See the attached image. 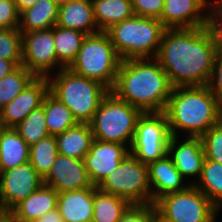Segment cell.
<instances>
[{
    "label": "cell",
    "instance_id": "obj_45",
    "mask_svg": "<svg viewBox=\"0 0 222 222\" xmlns=\"http://www.w3.org/2000/svg\"><path fill=\"white\" fill-rule=\"evenodd\" d=\"M0 222H9V210H0Z\"/></svg>",
    "mask_w": 222,
    "mask_h": 222
},
{
    "label": "cell",
    "instance_id": "obj_22",
    "mask_svg": "<svg viewBox=\"0 0 222 222\" xmlns=\"http://www.w3.org/2000/svg\"><path fill=\"white\" fill-rule=\"evenodd\" d=\"M30 147L14 128L0 134V172L29 162Z\"/></svg>",
    "mask_w": 222,
    "mask_h": 222
},
{
    "label": "cell",
    "instance_id": "obj_18",
    "mask_svg": "<svg viewBox=\"0 0 222 222\" xmlns=\"http://www.w3.org/2000/svg\"><path fill=\"white\" fill-rule=\"evenodd\" d=\"M147 166L152 204L165 194L181 192L190 186L188 182L185 184V179L168 155L149 163Z\"/></svg>",
    "mask_w": 222,
    "mask_h": 222
},
{
    "label": "cell",
    "instance_id": "obj_48",
    "mask_svg": "<svg viewBox=\"0 0 222 222\" xmlns=\"http://www.w3.org/2000/svg\"><path fill=\"white\" fill-rule=\"evenodd\" d=\"M4 129V126H3V123H2V120L0 118V134H1V131Z\"/></svg>",
    "mask_w": 222,
    "mask_h": 222
},
{
    "label": "cell",
    "instance_id": "obj_8",
    "mask_svg": "<svg viewBox=\"0 0 222 222\" xmlns=\"http://www.w3.org/2000/svg\"><path fill=\"white\" fill-rule=\"evenodd\" d=\"M97 189L124 198L131 205H152L148 166L131 153L104 178Z\"/></svg>",
    "mask_w": 222,
    "mask_h": 222
},
{
    "label": "cell",
    "instance_id": "obj_15",
    "mask_svg": "<svg viewBox=\"0 0 222 222\" xmlns=\"http://www.w3.org/2000/svg\"><path fill=\"white\" fill-rule=\"evenodd\" d=\"M129 153L130 150L122 144L94 139L83 159L91 184L97 187Z\"/></svg>",
    "mask_w": 222,
    "mask_h": 222
},
{
    "label": "cell",
    "instance_id": "obj_40",
    "mask_svg": "<svg viewBox=\"0 0 222 222\" xmlns=\"http://www.w3.org/2000/svg\"><path fill=\"white\" fill-rule=\"evenodd\" d=\"M36 222H63L59 210L53 209L39 218Z\"/></svg>",
    "mask_w": 222,
    "mask_h": 222
},
{
    "label": "cell",
    "instance_id": "obj_3",
    "mask_svg": "<svg viewBox=\"0 0 222 222\" xmlns=\"http://www.w3.org/2000/svg\"><path fill=\"white\" fill-rule=\"evenodd\" d=\"M164 113L172 136L201 137L222 120V103L207 85L173 87Z\"/></svg>",
    "mask_w": 222,
    "mask_h": 222
},
{
    "label": "cell",
    "instance_id": "obj_19",
    "mask_svg": "<svg viewBox=\"0 0 222 222\" xmlns=\"http://www.w3.org/2000/svg\"><path fill=\"white\" fill-rule=\"evenodd\" d=\"M57 209L63 222H92L94 186L58 193Z\"/></svg>",
    "mask_w": 222,
    "mask_h": 222
},
{
    "label": "cell",
    "instance_id": "obj_46",
    "mask_svg": "<svg viewBox=\"0 0 222 222\" xmlns=\"http://www.w3.org/2000/svg\"><path fill=\"white\" fill-rule=\"evenodd\" d=\"M208 10L212 9L220 0H205Z\"/></svg>",
    "mask_w": 222,
    "mask_h": 222
},
{
    "label": "cell",
    "instance_id": "obj_26",
    "mask_svg": "<svg viewBox=\"0 0 222 222\" xmlns=\"http://www.w3.org/2000/svg\"><path fill=\"white\" fill-rule=\"evenodd\" d=\"M86 36L77 30L54 26L56 57L63 68H69L74 62Z\"/></svg>",
    "mask_w": 222,
    "mask_h": 222
},
{
    "label": "cell",
    "instance_id": "obj_36",
    "mask_svg": "<svg viewBox=\"0 0 222 222\" xmlns=\"http://www.w3.org/2000/svg\"><path fill=\"white\" fill-rule=\"evenodd\" d=\"M164 0H132L135 16L160 19Z\"/></svg>",
    "mask_w": 222,
    "mask_h": 222
},
{
    "label": "cell",
    "instance_id": "obj_12",
    "mask_svg": "<svg viewBox=\"0 0 222 222\" xmlns=\"http://www.w3.org/2000/svg\"><path fill=\"white\" fill-rule=\"evenodd\" d=\"M43 185L30 162L0 172V210H12Z\"/></svg>",
    "mask_w": 222,
    "mask_h": 222
},
{
    "label": "cell",
    "instance_id": "obj_6",
    "mask_svg": "<svg viewBox=\"0 0 222 222\" xmlns=\"http://www.w3.org/2000/svg\"><path fill=\"white\" fill-rule=\"evenodd\" d=\"M142 113L140 109L129 105L109 91L89 123L94 139L119 143L130 150L137 121Z\"/></svg>",
    "mask_w": 222,
    "mask_h": 222
},
{
    "label": "cell",
    "instance_id": "obj_29",
    "mask_svg": "<svg viewBox=\"0 0 222 222\" xmlns=\"http://www.w3.org/2000/svg\"><path fill=\"white\" fill-rule=\"evenodd\" d=\"M198 188L219 210L222 208V164L204 160Z\"/></svg>",
    "mask_w": 222,
    "mask_h": 222
},
{
    "label": "cell",
    "instance_id": "obj_4",
    "mask_svg": "<svg viewBox=\"0 0 222 222\" xmlns=\"http://www.w3.org/2000/svg\"><path fill=\"white\" fill-rule=\"evenodd\" d=\"M49 92L71 111L78 123L89 124L109 89L98 81L85 78L69 68L48 77Z\"/></svg>",
    "mask_w": 222,
    "mask_h": 222
},
{
    "label": "cell",
    "instance_id": "obj_11",
    "mask_svg": "<svg viewBox=\"0 0 222 222\" xmlns=\"http://www.w3.org/2000/svg\"><path fill=\"white\" fill-rule=\"evenodd\" d=\"M22 65L35 77H49L63 69L56 57L54 27L22 32Z\"/></svg>",
    "mask_w": 222,
    "mask_h": 222
},
{
    "label": "cell",
    "instance_id": "obj_20",
    "mask_svg": "<svg viewBox=\"0 0 222 222\" xmlns=\"http://www.w3.org/2000/svg\"><path fill=\"white\" fill-rule=\"evenodd\" d=\"M56 25L86 35L100 32L94 19L91 0H67L59 5Z\"/></svg>",
    "mask_w": 222,
    "mask_h": 222
},
{
    "label": "cell",
    "instance_id": "obj_7",
    "mask_svg": "<svg viewBox=\"0 0 222 222\" xmlns=\"http://www.w3.org/2000/svg\"><path fill=\"white\" fill-rule=\"evenodd\" d=\"M120 62L109 35L100 31L84 38L69 69L80 76L100 82L111 91L117 79Z\"/></svg>",
    "mask_w": 222,
    "mask_h": 222
},
{
    "label": "cell",
    "instance_id": "obj_23",
    "mask_svg": "<svg viewBox=\"0 0 222 222\" xmlns=\"http://www.w3.org/2000/svg\"><path fill=\"white\" fill-rule=\"evenodd\" d=\"M58 192L43 184L38 190L22 200L12 210L20 217L37 221L57 208Z\"/></svg>",
    "mask_w": 222,
    "mask_h": 222
},
{
    "label": "cell",
    "instance_id": "obj_28",
    "mask_svg": "<svg viewBox=\"0 0 222 222\" xmlns=\"http://www.w3.org/2000/svg\"><path fill=\"white\" fill-rule=\"evenodd\" d=\"M131 204L124 198L104 193L94 186V214L92 222H119Z\"/></svg>",
    "mask_w": 222,
    "mask_h": 222
},
{
    "label": "cell",
    "instance_id": "obj_13",
    "mask_svg": "<svg viewBox=\"0 0 222 222\" xmlns=\"http://www.w3.org/2000/svg\"><path fill=\"white\" fill-rule=\"evenodd\" d=\"M48 92V77H35L20 94L0 110L4 128L17 126L34 109L42 105Z\"/></svg>",
    "mask_w": 222,
    "mask_h": 222
},
{
    "label": "cell",
    "instance_id": "obj_35",
    "mask_svg": "<svg viewBox=\"0 0 222 222\" xmlns=\"http://www.w3.org/2000/svg\"><path fill=\"white\" fill-rule=\"evenodd\" d=\"M119 222H158V212L152 205H131Z\"/></svg>",
    "mask_w": 222,
    "mask_h": 222
},
{
    "label": "cell",
    "instance_id": "obj_38",
    "mask_svg": "<svg viewBox=\"0 0 222 222\" xmlns=\"http://www.w3.org/2000/svg\"><path fill=\"white\" fill-rule=\"evenodd\" d=\"M208 88L222 103V54H217Z\"/></svg>",
    "mask_w": 222,
    "mask_h": 222
},
{
    "label": "cell",
    "instance_id": "obj_14",
    "mask_svg": "<svg viewBox=\"0 0 222 222\" xmlns=\"http://www.w3.org/2000/svg\"><path fill=\"white\" fill-rule=\"evenodd\" d=\"M180 139L178 136H172L168 143L167 155L172 159L173 164L179 170L181 175L191 186L200 178L203 163L205 160V152L201 137H186ZM195 178H198L197 180ZM195 177V178H194Z\"/></svg>",
    "mask_w": 222,
    "mask_h": 222
},
{
    "label": "cell",
    "instance_id": "obj_1",
    "mask_svg": "<svg viewBox=\"0 0 222 222\" xmlns=\"http://www.w3.org/2000/svg\"><path fill=\"white\" fill-rule=\"evenodd\" d=\"M217 53L205 26L166 29L155 59L173 87L206 86Z\"/></svg>",
    "mask_w": 222,
    "mask_h": 222
},
{
    "label": "cell",
    "instance_id": "obj_24",
    "mask_svg": "<svg viewBox=\"0 0 222 222\" xmlns=\"http://www.w3.org/2000/svg\"><path fill=\"white\" fill-rule=\"evenodd\" d=\"M59 5L53 0H38L20 14L19 30L31 32L56 26Z\"/></svg>",
    "mask_w": 222,
    "mask_h": 222
},
{
    "label": "cell",
    "instance_id": "obj_41",
    "mask_svg": "<svg viewBox=\"0 0 222 222\" xmlns=\"http://www.w3.org/2000/svg\"><path fill=\"white\" fill-rule=\"evenodd\" d=\"M17 65L13 61L0 59V79L12 72Z\"/></svg>",
    "mask_w": 222,
    "mask_h": 222
},
{
    "label": "cell",
    "instance_id": "obj_34",
    "mask_svg": "<svg viewBox=\"0 0 222 222\" xmlns=\"http://www.w3.org/2000/svg\"><path fill=\"white\" fill-rule=\"evenodd\" d=\"M205 159L222 164V120L202 136Z\"/></svg>",
    "mask_w": 222,
    "mask_h": 222
},
{
    "label": "cell",
    "instance_id": "obj_44",
    "mask_svg": "<svg viewBox=\"0 0 222 222\" xmlns=\"http://www.w3.org/2000/svg\"><path fill=\"white\" fill-rule=\"evenodd\" d=\"M9 222H36V221L22 218L18 216L13 210H9Z\"/></svg>",
    "mask_w": 222,
    "mask_h": 222
},
{
    "label": "cell",
    "instance_id": "obj_17",
    "mask_svg": "<svg viewBox=\"0 0 222 222\" xmlns=\"http://www.w3.org/2000/svg\"><path fill=\"white\" fill-rule=\"evenodd\" d=\"M205 0H164L160 22L166 29H190L206 26Z\"/></svg>",
    "mask_w": 222,
    "mask_h": 222
},
{
    "label": "cell",
    "instance_id": "obj_25",
    "mask_svg": "<svg viewBox=\"0 0 222 222\" xmlns=\"http://www.w3.org/2000/svg\"><path fill=\"white\" fill-rule=\"evenodd\" d=\"M94 19L99 31L134 16L132 0H91Z\"/></svg>",
    "mask_w": 222,
    "mask_h": 222
},
{
    "label": "cell",
    "instance_id": "obj_30",
    "mask_svg": "<svg viewBox=\"0 0 222 222\" xmlns=\"http://www.w3.org/2000/svg\"><path fill=\"white\" fill-rule=\"evenodd\" d=\"M59 155L55 136L49 135L30 147L29 162L44 178Z\"/></svg>",
    "mask_w": 222,
    "mask_h": 222
},
{
    "label": "cell",
    "instance_id": "obj_21",
    "mask_svg": "<svg viewBox=\"0 0 222 222\" xmlns=\"http://www.w3.org/2000/svg\"><path fill=\"white\" fill-rule=\"evenodd\" d=\"M55 137L59 154L77 159H84L94 141L91 127L87 123H77Z\"/></svg>",
    "mask_w": 222,
    "mask_h": 222
},
{
    "label": "cell",
    "instance_id": "obj_2",
    "mask_svg": "<svg viewBox=\"0 0 222 222\" xmlns=\"http://www.w3.org/2000/svg\"><path fill=\"white\" fill-rule=\"evenodd\" d=\"M173 86L155 58L128 59L120 62L111 90L119 99L143 113L164 112Z\"/></svg>",
    "mask_w": 222,
    "mask_h": 222
},
{
    "label": "cell",
    "instance_id": "obj_16",
    "mask_svg": "<svg viewBox=\"0 0 222 222\" xmlns=\"http://www.w3.org/2000/svg\"><path fill=\"white\" fill-rule=\"evenodd\" d=\"M43 184L55 189L58 193L80 190L92 186L83 159L59 154Z\"/></svg>",
    "mask_w": 222,
    "mask_h": 222
},
{
    "label": "cell",
    "instance_id": "obj_5",
    "mask_svg": "<svg viewBox=\"0 0 222 222\" xmlns=\"http://www.w3.org/2000/svg\"><path fill=\"white\" fill-rule=\"evenodd\" d=\"M166 28L159 19L133 16L105 32L121 61L155 58Z\"/></svg>",
    "mask_w": 222,
    "mask_h": 222
},
{
    "label": "cell",
    "instance_id": "obj_47",
    "mask_svg": "<svg viewBox=\"0 0 222 222\" xmlns=\"http://www.w3.org/2000/svg\"><path fill=\"white\" fill-rule=\"evenodd\" d=\"M56 2L58 5L65 3L67 0H53Z\"/></svg>",
    "mask_w": 222,
    "mask_h": 222
},
{
    "label": "cell",
    "instance_id": "obj_33",
    "mask_svg": "<svg viewBox=\"0 0 222 222\" xmlns=\"http://www.w3.org/2000/svg\"><path fill=\"white\" fill-rule=\"evenodd\" d=\"M0 59L22 65V32L19 28L0 29Z\"/></svg>",
    "mask_w": 222,
    "mask_h": 222
},
{
    "label": "cell",
    "instance_id": "obj_37",
    "mask_svg": "<svg viewBox=\"0 0 222 222\" xmlns=\"http://www.w3.org/2000/svg\"><path fill=\"white\" fill-rule=\"evenodd\" d=\"M20 13L13 0H0V29L19 28Z\"/></svg>",
    "mask_w": 222,
    "mask_h": 222
},
{
    "label": "cell",
    "instance_id": "obj_10",
    "mask_svg": "<svg viewBox=\"0 0 222 222\" xmlns=\"http://www.w3.org/2000/svg\"><path fill=\"white\" fill-rule=\"evenodd\" d=\"M170 137L169 125L164 112L142 113L137 121L130 153L148 165L167 155Z\"/></svg>",
    "mask_w": 222,
    "mask_h": 222
},
{
    "label": "cell",
    "instance_id": "obj_32",
    "mask_svg": "<svg viewBox=\"0 0 222 222\" xmlns=\"http://www.w3.org/2000/svg\"><path fill=\"white\" fill-rule=\"evenodd\" d=\"M14 129L25 140L29 147L41 139L47 138L50 134L46 127V118L43 105L34 109Z\"/></svg>",
    "mask_w": 222,
    "mask_h": 222
},
{
    "label": "cell",
    "instance_id": "obj_9",
    "mask_svg": "<svg viewBox=\"0 0 222 222\" xmlns=\"http://www.w3.org/2000/svg\"><path fill=\"white\" fill-rule=\"evenodd\" d=\"M158 222H215L220 211L198 188L190 185L154 202Z\"/></svg>",
    "mask_w": 222,
    "mask_h": 222
},
{
    "label": "cell",
    "instance_id": "obj_43",
    "mask_svg": "<svg viewBox=\"0 0 222 222\" xmlns=\"http://www.w3.org/2000/svg\"><path fill=\"white\" fill-rule=\"evenodd\" d=\"M208 17H222V0H220L212 9L208 10Z\"/></svg>",
    "mask_w": 222,
    "mask_h": 222
},
{
    "label": "cell",
    "instance_id": "obj_31",
    "mask_svg": "<svg viewBox=\"0 0 222 222\" xmlns=\"http://www.w3.org/2000/svg\"><path fill=\"white\" fill-rule=\"evenodd\" d=\"M35 76L23 65L0 79V110L20 94Z\"/></svg>",
    "mask_w": 222,
    "mask_h": 222
},
{
    "label": "cell",
    "instance_id": "obj_27",
    "mask_svg": "<svg viewBox=\"0 0 222 222\" xmlns=\"http://www.w3.org/2000/svg\"><path fill=\"white\" fill-rule=\"evenodd\" d=\"M42 105L45 111L46 127L51 136L61 134L78 123L70 109L50 92L45 96Z\"/></svg>",
    "mask_w": 222,
    "mask_h": 222
},
{
    "label": "cell",
    "instance_id": "obj_42",
    "mask_svg": "<svg viewBox=\"0 0 222 222\" xmlns=\"http://www.w3.org/2000/svg\"><path fill=\"white\" fill-rule=\"evenodd\" d=\"M16 4L18 12L21 14L24 10L34 6L38 0H13Z\"/></svg>",
    "mask_w": 222,
    "mask_h": 222
},
{
    "label": "cell",
    "instance_id": "obj_39",
    "mask_svg": "<svg viewBox=\"0 0 222 222\" xmlns=\"http://www.w3.org/2000/svg\"><path fill=\"white\" fill-rule=\"evenodd\" d=\"M212 38L217 54H222V17H207L205 26Z\"/></svg>",
    "mask_w": 222,
    "mask_h": 222
}]
</instances>
